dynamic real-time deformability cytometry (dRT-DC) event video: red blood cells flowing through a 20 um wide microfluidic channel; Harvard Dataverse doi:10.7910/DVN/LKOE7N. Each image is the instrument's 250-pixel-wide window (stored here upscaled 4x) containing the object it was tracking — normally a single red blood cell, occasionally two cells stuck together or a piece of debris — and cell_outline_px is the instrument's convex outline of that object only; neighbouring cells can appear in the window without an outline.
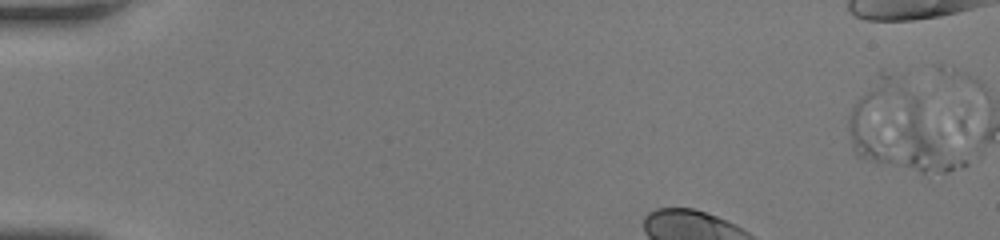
{"species": "human", "species_latin": "Homo sapiens", "temperature_condition": "room temperature", "stored_images_in_passage": 5, "segment_of_instrument_passage": [1, 2], "camera_frame_rate_fps": 3000, "um_per_image_px": 0.085, "donor": {"sex": "female"}, "frame": {"image": 1, "passage_image": 1, "time_ms": 0.0, "image_size_px": [1000, 240], "cell_outline_px": [[968, 164], [948, 172], [920, 172], [868, 160], [856, 156], [852, 148], [848, 128], [848, 120], [852, 108], [880, 68], [884, 68], [916, 96], [920, 100]], "centroid_in_image_um": [76.45, 11.0], "position_along_channel_um": 8.6, "area_um2": 52.89}}